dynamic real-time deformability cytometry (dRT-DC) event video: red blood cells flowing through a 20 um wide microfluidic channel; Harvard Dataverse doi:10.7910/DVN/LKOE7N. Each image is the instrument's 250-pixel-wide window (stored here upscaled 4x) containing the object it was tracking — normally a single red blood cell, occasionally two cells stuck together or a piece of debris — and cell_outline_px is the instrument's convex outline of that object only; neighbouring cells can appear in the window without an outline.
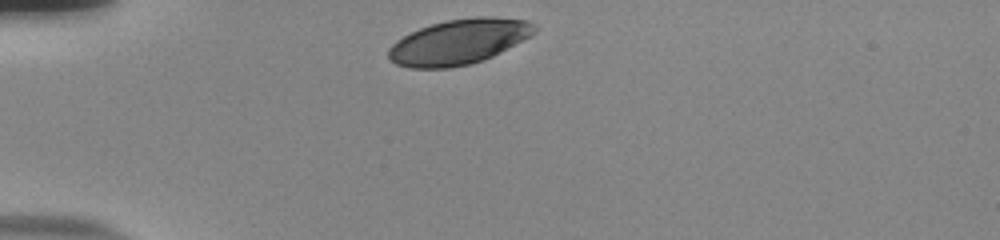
{"species": "human", "species_latin": "Homo sapiens", "temperature_condition": "room temperature", "stored_images_in_passage": 32, "camera_frame_rate_fps": 3000, "um_per_image_px": 0.085, "donor": {"sex": "male"}, "frame": {"image": 1, "passage_image": 1, "time_ms": 0.0, "image_size_px": [1000, 240], "cell_outline_px": [[536, 32], [532, 36], [484, 60], [468, 64], [448, 68], [412, 68], [396, 64], [388, 60], [388, 48], [396, 40], [420, 28], [432, 24], [448, 20], [476, 16], [492, 16], [528, 20], [536, 28]], "centroid_in_image_um": [39.0, 3.55], "position_along_channel_um": 46.0, "area_um2": 38.44}}
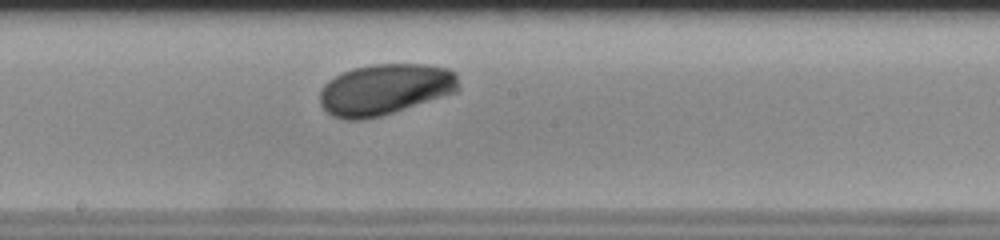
{"frame": {"image": 2, "passage_image": 17, "time_ms": 5.333, "image_size_px": [1000, 240], "cell_outline_px": [[460, 88], [456, 92], [380, 116], [364, 120], [344, 120], [332, 116], [320, 104], [320, 92], [324, 84], [328, 80], [352, 68], [372, 64], [424, 64], [448, 68], [456, 72]], "centroid_in_image_um": [32.72, 7.59], "position_along_channel_um": 215.5, "area_um2": 41.33}}
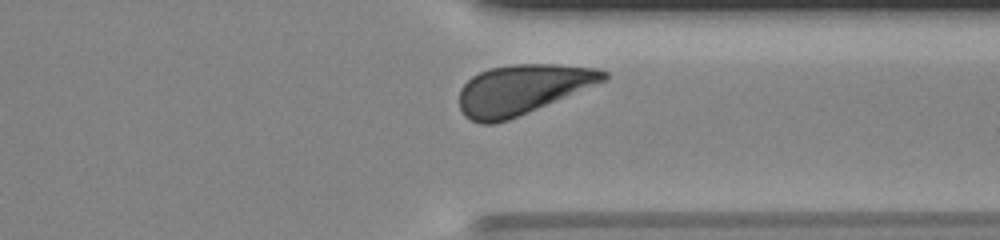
{"frame": {"image": 3, "passage_image": 29, "time_ms": 9.333, "image_size_px": [1000, 240], "cell_outline_px": [[608, 76], [604, 80], [508, 120], [496, 124], [480, 124], [464, 116], [460, 108], [460, 88], [472, 76], [488, 68], [512, 64], [560, 64], [600, 68], [608, 72]], "centroid_in_image_um": [44.35, 7.59], "position_along_channel_um": 367.1, "area_um2": 41.44}, "authors_computed_cell_mechanics": {"area_um2": 40.9802, "velocity_mm_per_s": 3.7759, "shape_relaxation_time_tau1_ms": 1.6479, "shape_relaxation_time_tau2_ms": null, "deformation_change_tau1": 0.1062, "deformation_change_tau2": null}}